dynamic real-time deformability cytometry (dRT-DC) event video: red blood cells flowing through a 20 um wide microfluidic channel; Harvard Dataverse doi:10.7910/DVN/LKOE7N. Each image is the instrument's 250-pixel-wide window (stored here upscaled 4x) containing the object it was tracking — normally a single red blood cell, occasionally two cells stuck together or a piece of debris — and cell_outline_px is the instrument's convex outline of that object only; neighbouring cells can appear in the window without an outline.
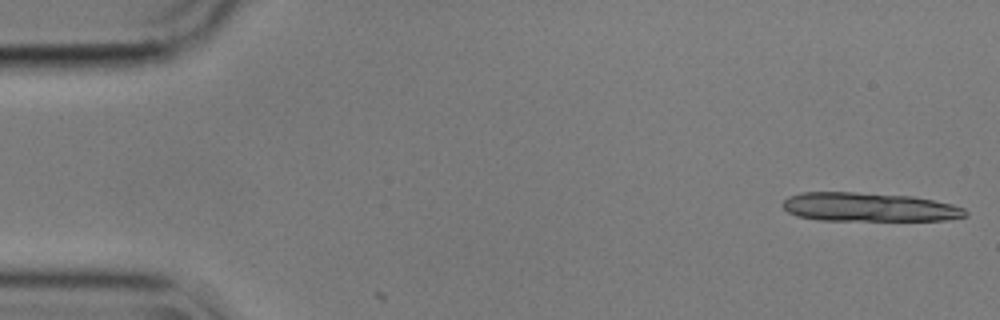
{"species": "common noctule bat (a hibernating species)", "species_latin": "Nyctalus noctula", "temperature_condition": "cold", "stored_images_in_passage": 4, "camera_frame_rate_fps": 3000, "um_per_image_px": 0.085, "animal": {"sex": "male", "body_mass_g": 17.9}, "frame": {"image": 1, "passage_image": 1, "time_ms": 0.0, "image_size_px": [1000, 320], "cell_outline_px": [[968, 216], [948, 220], [820, 220], [796, 216], [788, 212], [780, 204], [788, 196], [800, 192], [856, 192], [912, 196], [952, 204], [964, 208], [968, 212]], "centroid_in_image_um": [73.85, 17.6], "position_along_channel_um": 11.2, "area_um2": 30.87}}